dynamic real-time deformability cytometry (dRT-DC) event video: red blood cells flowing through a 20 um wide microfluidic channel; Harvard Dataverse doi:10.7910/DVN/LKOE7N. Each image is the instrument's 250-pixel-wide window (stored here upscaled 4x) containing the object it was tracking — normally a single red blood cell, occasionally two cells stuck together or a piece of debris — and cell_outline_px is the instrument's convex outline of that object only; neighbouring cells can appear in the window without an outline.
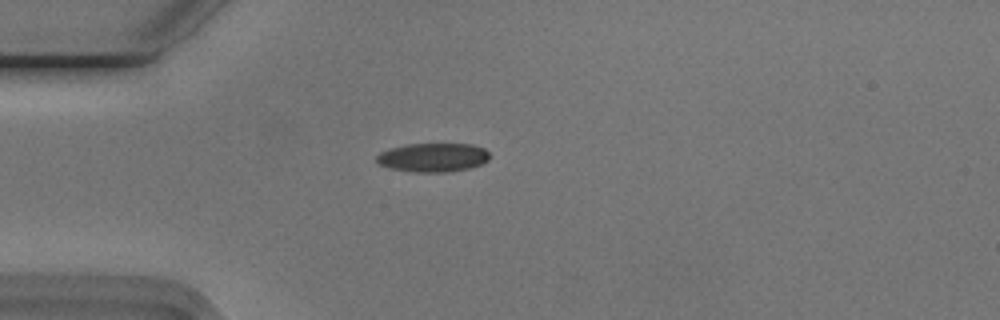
{"species": "Egyptian fruit bat (a non-hibernating species)", "species_latin": "Rousettus aegyptiacus", "temperature_condition": "cold", "stored_images_in_passage": 41, "camera_frame_rate_fps": 3000, "um_per_image_px": 0.085, "animal": {"sex": "male"}, "frame": {"image": 1, "passage_image": 1, "time_ms": 0.0, "image_size_px": [1000, 320], "cell_outline_px": [[488, 160], [472, 168], [448, 172], [412, 172], [388, 168], [380, 164], [376, 160], [376, 156], [380, 152], [392, 148], [408, 144], [472, 144], [484, 148], [488, 152]], "centroid_in_image_um": [36.8, 13.39], "position_along_channel_um": 48.2, "area_um2": 19.02}}
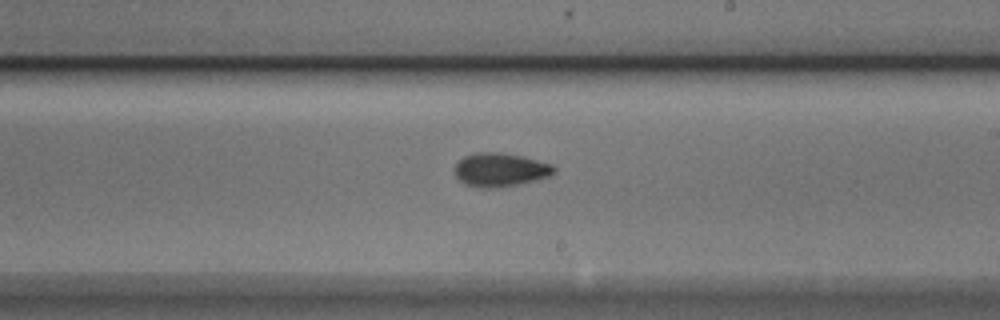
{"frame": {"image": 2, "passage_image": 18, "time_ms": 5.667, "image_size_px": [1000, 320], "cell_outline_px": [[556, 172], [548, 176], [536, 180], [520, 184], [496, 188], [480, 188], [464, 184], [456, 176], [456, 164], [464, 156], [476, 152], [500, 152], [520, 156], [552, 164], [556, 168]], "centroid_in_image_um": [42.53, 14.44], "position_along_channel_um": 246.5, "area_um2": 19.42}}
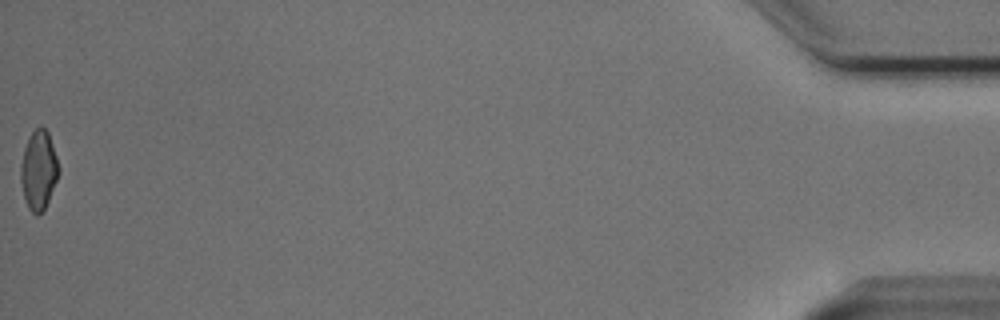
{"frame": {"image": 3, "passage_image": 41, "time_ms": 13.333, "image_size_px": [1000, 320], "cell_outline_px": [[60, 172], [48, 200], [44, 208], [36, 216], [28, 208], [24, 196], [20, 180], [20, 164], [24, 148], [32, 132], [40, 124], [48, 132], [60, 168]], "centroid_in_image_um": [3.28, 14.44], "position_along_channel_um": 431.9, "area_um2": 17.4}, "authors_computed_cell_mechanics": {"area_um2": 18.5538, "velocity_mm_per_s": 3.7542, "shape_relaxation_time_tau1_ms": 5.0374, "shape_relaxation_time_tau2_ms": 2.5946, "deformation_change_tau1": 0.129, "deformation_change_tau2": 0.0718}}